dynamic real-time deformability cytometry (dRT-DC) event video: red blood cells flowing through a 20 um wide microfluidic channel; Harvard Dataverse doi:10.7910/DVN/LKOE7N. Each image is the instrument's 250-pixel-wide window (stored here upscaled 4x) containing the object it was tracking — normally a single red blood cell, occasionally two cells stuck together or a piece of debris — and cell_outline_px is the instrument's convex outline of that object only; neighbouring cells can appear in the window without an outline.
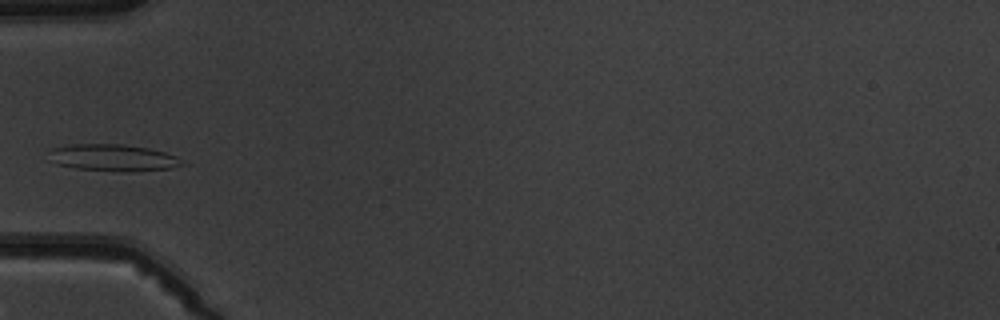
{"species": "common noctule bat (a hibernating species)", "species_latin": "Nyctalus noctula", "temperature_condition": "warm", "stored_images_in_passage": 4, "camera_frame_rate_fps": 3000, "um_per_image_px": 0.085, "animal": {"sex": "male", "body_mass_g": 19.5, "forearm_length_mm": 54.6}, "frame": {"image": 1, "passage_image": 3, "time_ms": 2.333, "image_size_px": [1000, 320], "cell_outline_px": [[188, 164], [172, 168], [124, 172], [76, 168], [56, 164], [48, 160], [52, 148], [72, 144], [124, 144], [148, 148], [164, 152], [176, 156]], "centroid_in_image_um": [9.62, 13.41], "position_along_channel_um": 75.4, "area_um2": 20.92}}